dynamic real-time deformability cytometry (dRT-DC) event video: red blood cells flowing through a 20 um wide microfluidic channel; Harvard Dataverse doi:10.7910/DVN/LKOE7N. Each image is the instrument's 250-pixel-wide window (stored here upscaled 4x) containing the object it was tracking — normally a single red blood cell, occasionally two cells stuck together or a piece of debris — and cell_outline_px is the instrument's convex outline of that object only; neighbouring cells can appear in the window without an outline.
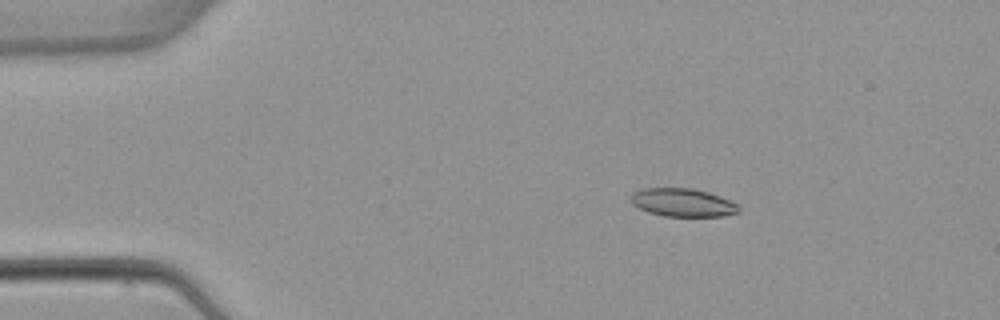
{"species": "common noctule bat (a hibernating species)", "species_latin": "Nyctalus noctula", "temperature_condition": "warm", "stored_images_in_passage": 5, "camera_frame_rate_fps": 3000, "um_per_image_px": 0.085, "animal": {"sex": "female", "body_mass_g": 22.7, "forearm_length_mm": 54.2}, "frame": {"image": 1, "passage_image": 3, "time_ms": 2.333, "image_size_px": [1000, 320], "cell_outline_px": [[740, 212], [724, 216], [664, 216], [648, 212], [632, 204], [632, 192], [640, 188], [692, 188], [708, 192], [720, 196], [736, 204], [740, 208]], "centroid_in_image_um": [58.02, 17.21], "position_along_channel_um": 27.0, "area_um2": 17.69}}
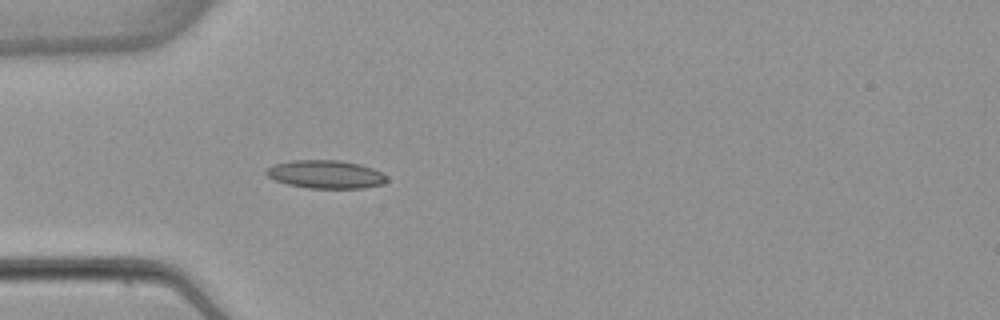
{"frame": {"image": 2, "passage_image": 5, "time_ms": 4.667, "image_size_px": [1000, 320], "cell_outline_px": [[388, 180], [384, 184], [364, 188], [308, 188], [288, 184], [276, 180], [268, 176], [264, 172], [268, 168], [276, 164], [292, 160], [340, 160], [360, 164], [372, 168], [388, 176]], "centroid_in_image_um": [27.73, 14.82], "position_along_channel_um": 57.3, "area_um2": 19.77}}